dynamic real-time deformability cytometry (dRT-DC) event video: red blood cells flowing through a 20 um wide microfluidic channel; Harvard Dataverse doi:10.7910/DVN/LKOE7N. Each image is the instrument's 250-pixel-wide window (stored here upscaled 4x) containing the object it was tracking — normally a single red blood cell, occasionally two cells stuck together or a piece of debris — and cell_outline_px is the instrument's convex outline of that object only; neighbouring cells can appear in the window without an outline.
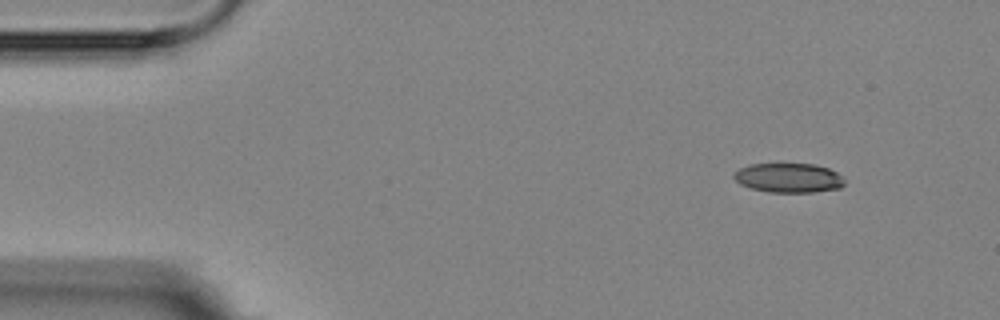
{"species": "Egyptian fruit bat (a non-hibernating species)", "species_latin": "Rousettus aegyptiacus", "temperature_condition": "room temperature", "stored_images_in_passage": 3, "camera_frame_rate_fps": 3000, "um_per_image_px": 0.085, "animal": {"sex": "female"}, "frame": {"image": 1, "passage_image": 1, "time_ms": 0.0, "image_size_px": [1000, 320], "cell_outline_px": [[844, 184], [840, 188], [812, 192], [768, 192], [748, 188], [740, 184], [732, 176], [740, 168], [748, 164], [812, 164], [828, 168], [836, 172], [844, 180]], "centroid_in_image_um": [67.0, 15.12], "position_along_channel_um": 18.0, "area_um2": 18.9}}
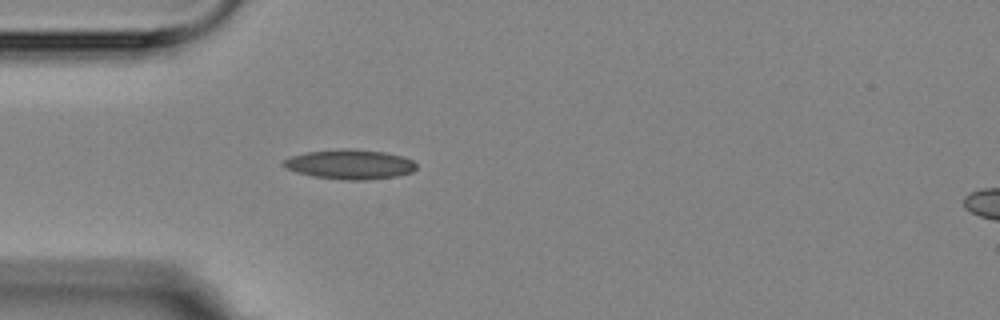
{"frame": {"image": 2, "passage_image": 3, "time_ms": 3.333, "image_size_px": [1000, 320], "cell_outline_px": [[416, 168], [412, 172], [396, 176], [368, 180], [344, 180], [312, 176], [296, 172], [284, 168], [280, 164], [280, 160], [292, 156], [308, 152], [340, 148], [348, 148], [384, 152], [400, 156], [412, 160], [416, 164]], "centroid_in_image_um": [29.68, 13.97], "position_along_channel_um": 55.3, "area_um2": 23.12}}